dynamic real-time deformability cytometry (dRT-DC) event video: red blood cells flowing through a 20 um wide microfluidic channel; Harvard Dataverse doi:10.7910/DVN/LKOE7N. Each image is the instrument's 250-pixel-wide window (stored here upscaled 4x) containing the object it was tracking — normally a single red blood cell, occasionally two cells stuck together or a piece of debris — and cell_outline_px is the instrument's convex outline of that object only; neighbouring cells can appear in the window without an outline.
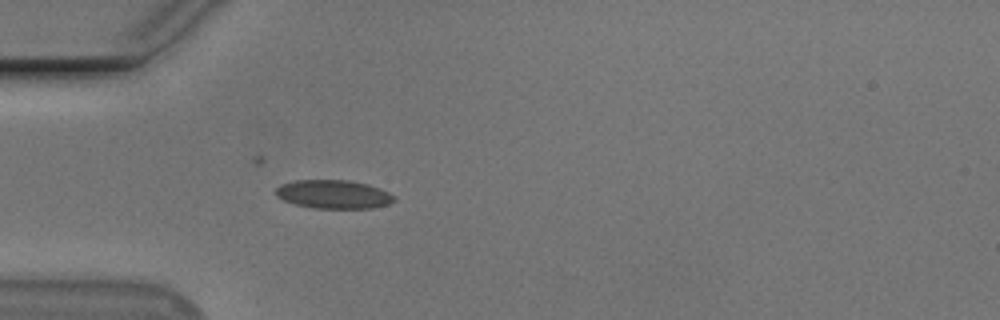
{"species": "Egyptian fruit bat (a non-hibernating species)", "species_latin": "Rousettus aegyptiacus", "temperature_condition": "cold", "stored_images_in_passage": 39, "camera_frame_rate_fps": 3000, "um_per_image_px": 0.085, "animal": {"sex": "male"}, "frame": {"image": 1, "passage_image": 1, "time_ms": 0.0, "image_size_px": [1000, 320], "cell_outline_px": [[396, 200], [388, 204], [372, 208], [312, 208], [296, 204], [284, 200], [276, 196], [276, 188], [280, 184], [296, 180], [348, 180], [368, 184], [380, 188], [396, 196]], "centroid_in_image_um": [28.37, 16.51], "position_along_channel_um": 56.6, "area_um2": 19.77}}
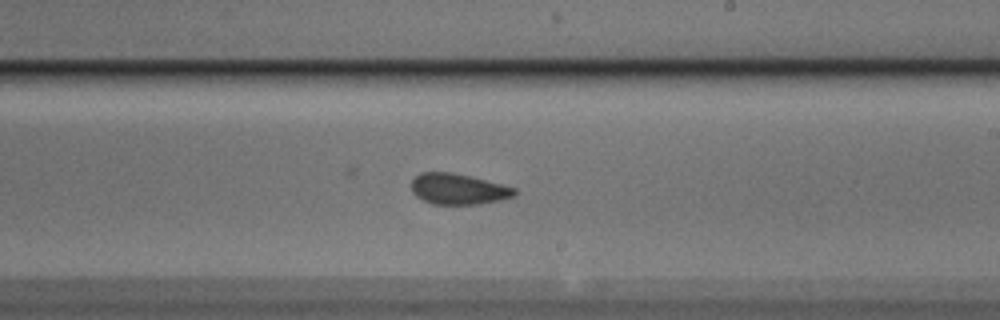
{"frame": {"image": 2, "passage_image": 17, "time_ms": 5.333, "image_size_px": [1000, 320], "cell_outline_px": [[516, 196], [500, 200], [480, 204], [432, 204], [416, 196], [412, 192], [412, 180], [420, 172], [452, 172], [516, 188]], "centroid_in_image_um": [38.94, 16.07], "position_along_channel_um": 250.1, "area_um2": 18.38}}
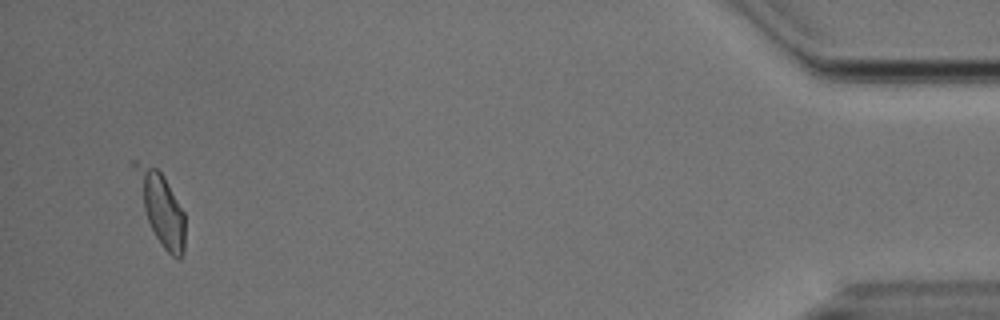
{"frame": {"image": 3, "passage_image": 37, "time_ms": 12.0, "image_size_px": [1000, 320], "cell_outline_px": [[184, 252], [180, 260], [172, 256], [164, 248], [156, 236], [148, 220], [144, 208], [132, 168], [132, 160], [136, 160], [156, 168], [164, 176], [184, 212]], "centroid_in_image_um": [13.69, 17.67], "position_along_channel_um": 421.5, "area_um2": 20.23}, "authors_computed_cell_mechanics": {"area_um2": 19.3052, "velocity_mm_per_s": 3.7429, "shape_relaxation_time_tau1_ms": 8.9378, "shape_relaxation_time_tau2_ms": 1.5856, "deformation_change_tau1": 0.1356, "deformation_change_tau2": 0.0716}}